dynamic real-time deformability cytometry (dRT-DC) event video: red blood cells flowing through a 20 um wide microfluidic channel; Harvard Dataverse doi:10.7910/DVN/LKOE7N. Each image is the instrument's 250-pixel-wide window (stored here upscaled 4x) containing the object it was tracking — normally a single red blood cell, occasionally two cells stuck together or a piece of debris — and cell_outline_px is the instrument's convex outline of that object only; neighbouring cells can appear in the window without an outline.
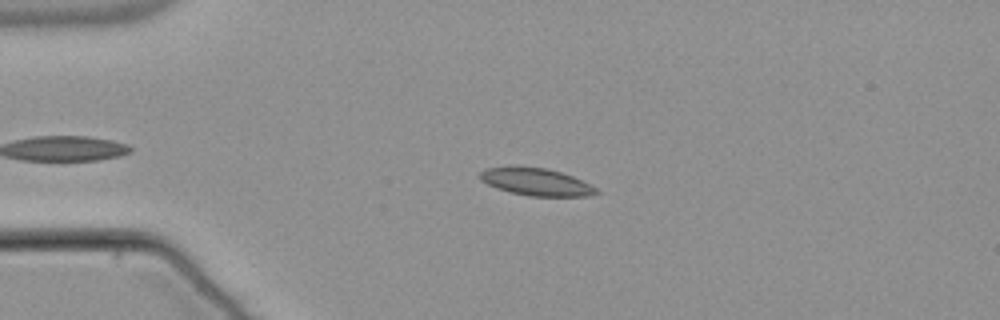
{"species": "common noctule bat (a hibernating species)", "species_latin": "Nyctalus noctula", "temperature_condition": "warm", "stored_images_in_passage": 47, "camera_frame_rate_fps": 3000, "um_per_image_px": 0.085, "animal": {"sex": "male", "body_mass_g": 21.5, "forearm_length_mm": 52.0}, "frame": {"image": 1, "passage_image": 14, "time_ms": 4.333, "image_size_px": [1000, 320], "cell_outline_px": [[600, 192], [588, 196], [528, 196], [496, 188], [480, 180], [480, 172], [484, 168], [548, 168], [572, 176], [596, 188]], "centroid_in_image_um": [45.58, 15.48], "position_along_channel_um": 39.4, "area_um2": 17.98}}
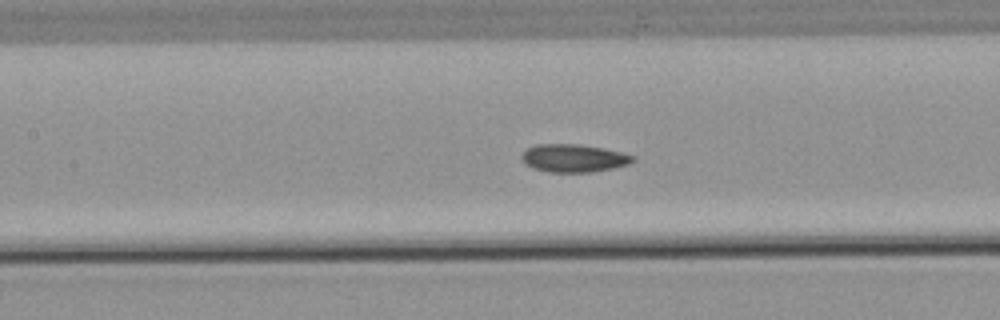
{"frame": {"image": 2, "passage_image": 26, "time_ms": 8.333, "image_size_px": [1000, 320], "cell_outline_px": [[636, 160], [628, 164], [612, 168], [592, 172], [548, 172], [532, 168], [524, 164], [520, 160], [520, 156], [528, 148], [536, 144], [580, 144], [604, 148], [636, 156]], "centroid_in_image_um": [48.74, 13.44], "position_along_channel_um": 158.7, "area_um2": 18.26}}
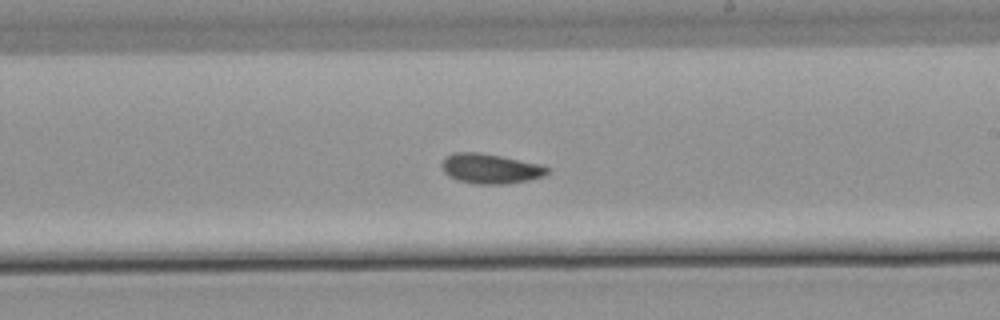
{"frame": {"image": 3, "passage_image": 33, "time_ms": 10.667, "image_size_px": [1000, 320], "cell_outline_px": [[548, 172], [544, 176], [528, 180], [508, 184], [476, 184], [456, 180], [448, 176], [444, 172], [440, 164], [448, 156], [456, 152], [476, 152], [500, 156], [540, 164], [548, 168]], "centroid_in_image_um": [41.66, 14.35], "position_along_channel_um": 247.3, "area_um2": 18.26}, "authors_computed_cell_mechanics": {"area_um2": 18.2648, "velocity_mm_per_s": 3.8206, "shape_relaxation_time_tau1_ms": 8.4833, "shape_relaxation_time_tau2_ms": 2.9467, "deformation_change_tau1": 0.1502, "deformation_change_tau2": 0.067}}